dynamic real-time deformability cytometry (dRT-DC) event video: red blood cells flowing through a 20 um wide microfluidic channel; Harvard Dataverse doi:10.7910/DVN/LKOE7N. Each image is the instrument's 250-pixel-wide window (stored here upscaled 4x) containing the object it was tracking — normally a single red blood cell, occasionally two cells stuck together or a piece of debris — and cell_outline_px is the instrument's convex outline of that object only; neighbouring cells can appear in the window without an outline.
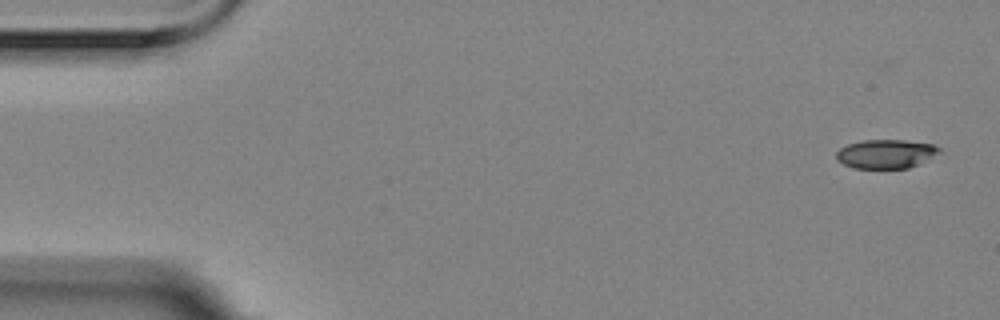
{"species": "Egyptian fruit bat (a non-hibernating species)", "species_latin": "Rousettus aegyptiacus", "temperature_condition": "room temperature", "stored_images_in_passage": 5, "camera_frame_rate_fps": 3000, "um_per_image_px": 0.085, "animal": {"sex": "female"}, "frame": {"image": 1, "passage_image": 1, "time_ms": 0.0, "image_size_px": [1000, 320], "cell_outline_px": [[940, 148], [936, 152], [916, 164], [908, 168], [852, 168], [836, 160], [836, 152], [840, 148], [848, 144], [864, 140], [904, 140], [932, 144]], "centroid_in_image_um": [75.19, 13.07], "position_along_channel_um": 9.8, "area_um2": 16.88}}
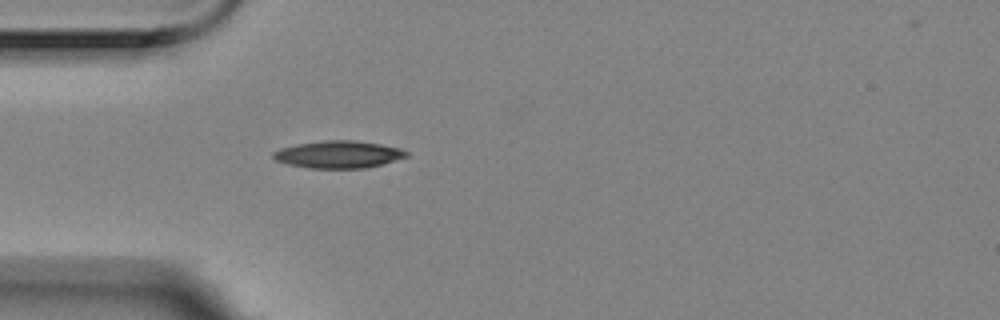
{"frame": {"image": 2, "passage_image": 5, "time_ms": 1.333, "image_size_px": [1000, 320], "cell_outline_px": [[408, 156], [380, 164], [364, 168], [308, 168], [288, 164], [276, 160], [272, 156], [272, 152], [280, 148], [296, 144], [324, 140], [352, 140], [380, 144], [400, 148], [408, 152]], "centroid_in_image_um": [28.73, 13.12], "position_along_channel_um": 56.3, "area_um2": 21.04}}